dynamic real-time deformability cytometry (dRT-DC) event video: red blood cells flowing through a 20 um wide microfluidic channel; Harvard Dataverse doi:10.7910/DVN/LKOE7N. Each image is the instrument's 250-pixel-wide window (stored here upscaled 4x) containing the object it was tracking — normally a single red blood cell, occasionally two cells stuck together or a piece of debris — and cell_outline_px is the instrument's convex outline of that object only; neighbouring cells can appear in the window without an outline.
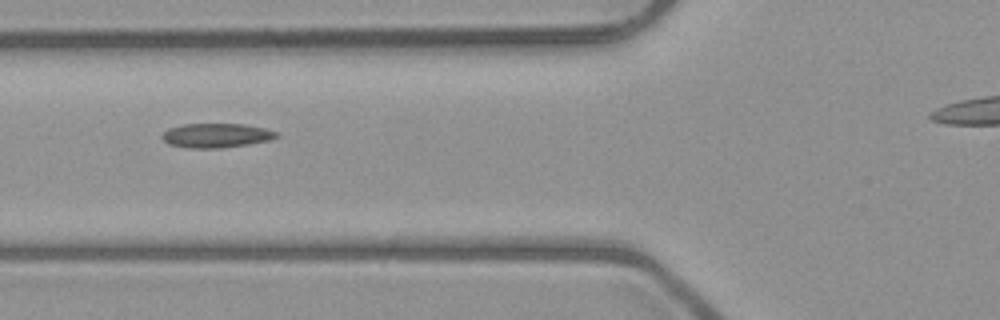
{"species": "common noctule bat (a hibernating species)", "species_latin": "Nyctalus noctula", "temperature_condition": "room temperature", "stored_images_in_passage": 6, "camera_frame_rate_fps": 3000, "um_per_image_px": 0.085, "animal": {"sex": "male", "body_mass_g": 23.1, "forearm_length_mm": 52.7}, "frame": {"image": 1, "passage_image": 6, "time_ms": 5.667, "image_size_px": [1000, 320], "cell_outline_px": [[280, 136], [268, 140], [248, 144], [220, 148], [188, 148], [168, 144], [160, 136], [168, 128], [180, 124], [244, 124], [264, 128], [280, 132]], "centroid_in_image_um": [18.38, 11.51], "position_along_channel_um": 107.4, "area_um2": 16.3}}